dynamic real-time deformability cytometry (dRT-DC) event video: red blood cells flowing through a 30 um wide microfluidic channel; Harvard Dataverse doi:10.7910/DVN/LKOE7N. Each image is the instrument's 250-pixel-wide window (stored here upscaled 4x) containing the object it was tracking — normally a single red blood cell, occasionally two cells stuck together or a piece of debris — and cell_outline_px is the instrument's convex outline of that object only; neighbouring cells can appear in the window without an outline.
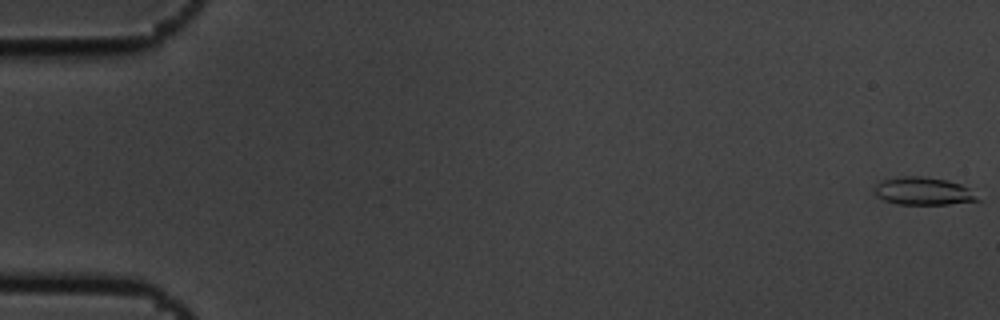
{"species": "common noctule bat (a hibernating species)", "species_latin": "Nyctalus noctula", "temperature_condition": "cold", "stored_images_in_passage": 8, "camera_frame_rate_fps": 3000, "um_per_image_px": 0.085, "animal": {"sex": "male", "body_mass_g": 19.5, "forearm_length_mm": 54.6}, "frame": {"image": 1, "passage_image": 1, "time_ms": 0.0, "image_size_px": [1000, 320], "cell_outline_px": [[984, 200], [948, 204], [896, 204], [884, 200], [876, 196], [872, 188], [880, 180], [900, 176], [924, 176], [948, 180], [960, 184], [968, 188]], "centroid_in_image_um": [78.46, 16.24], "position_along_channel_um": 6.5, "area_um2": 16.99}}
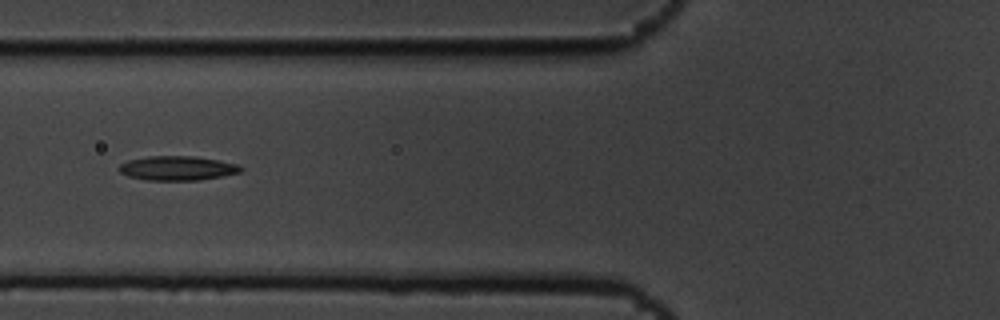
{"frame": {"image": 2, "passage_image": 7, "time_ms": 2.0, "image_size_px": [1000, 320], "cell_outline_px": [[244, 168], [240, 172], [200, 180], [148, 180], [128, 176], [120, 172], [120, 164], [128, 160], [148, 156], [196, 156], [236, 164]], "centroid_in_image_um": [15.06, 14.29], "position_along_channel_um": 110.7, "area_um2": 17.05}}
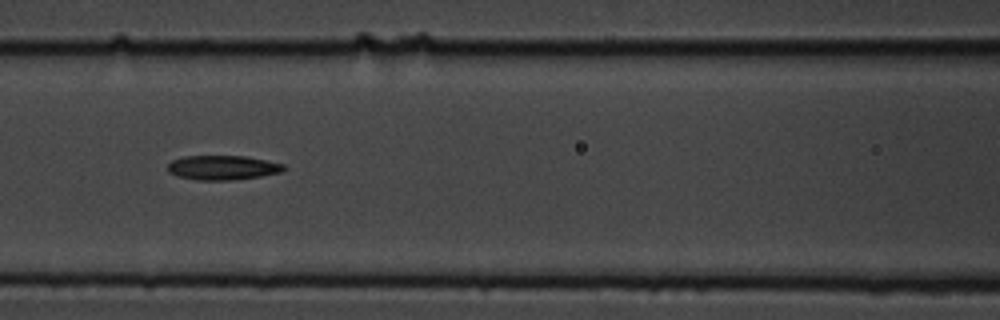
{"frame": {"image": 3, "passage_image": 8, "time_ms": 2.333, "image_size_px": [1000, 320], "cell_outline_px": [[284, 168], [280, 172], [260, 176], [228, 180], [196, 180], [176, 176], [168, 172], [168, 164], [172, 160], [184, 156], [244, 156], [284, 164]], "centroid_in_image_um": [18.86, 14.25], "position_along_channel_um": 147.7, "area_um2": 16.36}}